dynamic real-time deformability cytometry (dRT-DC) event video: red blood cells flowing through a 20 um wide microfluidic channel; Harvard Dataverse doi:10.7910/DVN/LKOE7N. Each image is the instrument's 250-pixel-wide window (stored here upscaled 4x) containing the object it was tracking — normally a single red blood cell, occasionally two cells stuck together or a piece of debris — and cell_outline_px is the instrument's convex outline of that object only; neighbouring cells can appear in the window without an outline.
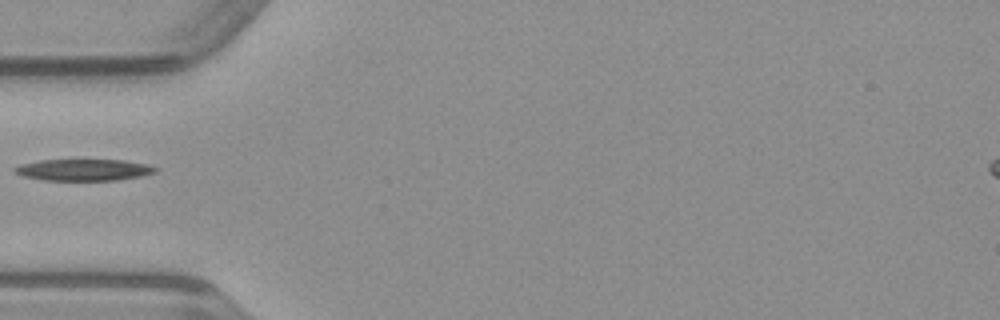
{"species": "common noctule bat (a hibernating species)", "species_latin": "Nyctalus noctula", "temperature_condition": "warm", "stored_images_in_passage": 34, "camera_frame_rate_fps": 3000, "um_per_image_px": 0.085, "animal": {"sex": "male", "body_mass_g": 23.1, "forearm_length_mm": 52.7}, "frame": {"image": 1, "passage_image": 1, "time_ms": 0.0, "image_size_px": [1000, 320], "cell_outline_px": [[160, 168], [156, 172], [140, 176], [116, 180], [44, 180], [24, 176], [12, 172], [12, 168], [20, 164], [40, 160], [124, 160], [148, 164]], "centroid_in_image_um": [7.11, 14.43], "position_along_channel_um": 77.9, "area_um2": 17.74}}
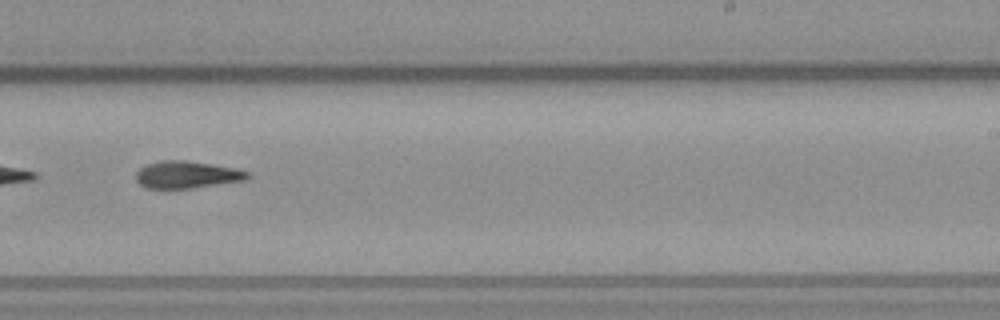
{"frame": {"image": 2, "passage_image": 15, "time_ms": 4.667, "image_size_px": [1000, 320], "cell_outline_px": [[252, 176], [244, 180], [188, 188], [148, 188], [140, 184], [136, 180], [136, 172], [140, 168], [148, 164], [160, 160], [188, 160], [236, 168], [248, 172]], "centroid_in_image_um": [15.88, 14.83], "position_along_channel_um": 273.1, "area_um2": 17.51}}
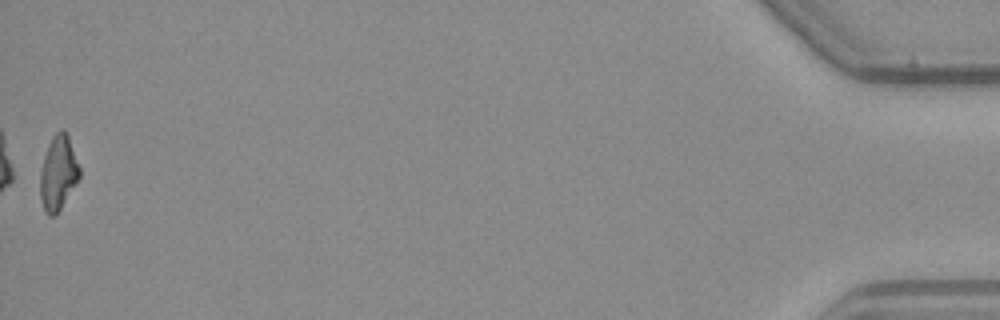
{"frame": {"image": 3, "passage_image": 34, "time_ms": 11.0, "image_size_px": [1000, 320], "cell_outline_px": [[80, 176], [56, 216], [48, 216], [44, 212], [40, 196], [40, 172], [44, 156], [48, 144], [52, 136], [60, 128], [64, 128], [68, 136], [80, 168]], "centroid_in_image_um": [4.93, 14.7], "position_along_channel_um": 430.3, "area_um2": 17.11}}